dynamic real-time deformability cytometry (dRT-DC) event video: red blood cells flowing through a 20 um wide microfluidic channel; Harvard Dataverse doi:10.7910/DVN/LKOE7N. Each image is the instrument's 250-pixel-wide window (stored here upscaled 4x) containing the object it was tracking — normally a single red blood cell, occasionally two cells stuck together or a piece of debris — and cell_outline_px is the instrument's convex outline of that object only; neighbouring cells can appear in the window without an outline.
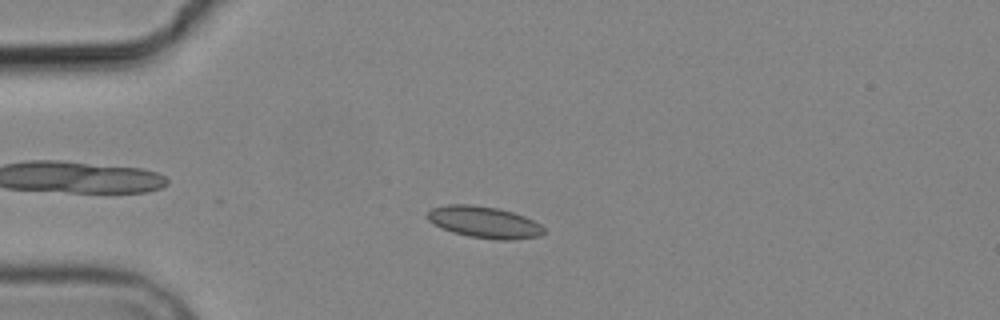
{"species": "common noctule bat (a hibernating species)", "species_latin": "Nyctalus noctula", "temperature_condition": "cold", "stored_images_in_passage": 5, "camera_frame_rate_fps": 3000, "um_per_image_px": 0.085, "animal": {"sex": "male", "body_mass_g": 19.2, "forearm_length_mm": 51.8}, "frame": {"image": 1, "passage_image": 3, "time_ms": 2.667, "image_size_px": [1000, 320], "cell_outline_px": [[548, 232], [540, 236], [512, 240], [500, 240], [468, 236], [452, 232], [440, 228], [428, 220], [428, 212], [432, 208], [448, 204], [472, 204], [496, 208], [512, 212], [524, 216], [540, 224]], "centroid_in_image_um": [41.18, 18.89], "position_along_channel_um": 43.8, "area_um2": 21.5}}
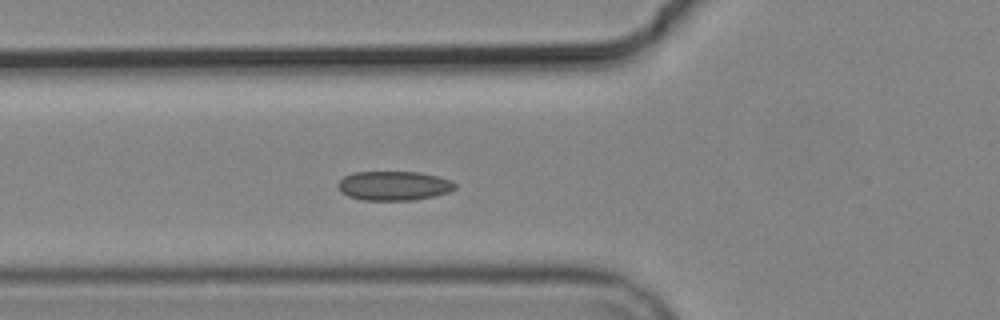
{"frame": {"image": 2, "passage_image": 5, "time_ms": 4.667, "image_size_px": [1000, 320], "cell_outline_px": [[456, 188], [448, 192], [432, 196], [412, 200], [360, 200], [348, 196], [340, 192], [336, 184], [344, 176], [352, 172], [420, 172], [452, 180], [456, 184]], "centroid_in_image_um": [33.44, 15.78], "position_along_channel_um": 92.4, "area_um2": 20.06}}